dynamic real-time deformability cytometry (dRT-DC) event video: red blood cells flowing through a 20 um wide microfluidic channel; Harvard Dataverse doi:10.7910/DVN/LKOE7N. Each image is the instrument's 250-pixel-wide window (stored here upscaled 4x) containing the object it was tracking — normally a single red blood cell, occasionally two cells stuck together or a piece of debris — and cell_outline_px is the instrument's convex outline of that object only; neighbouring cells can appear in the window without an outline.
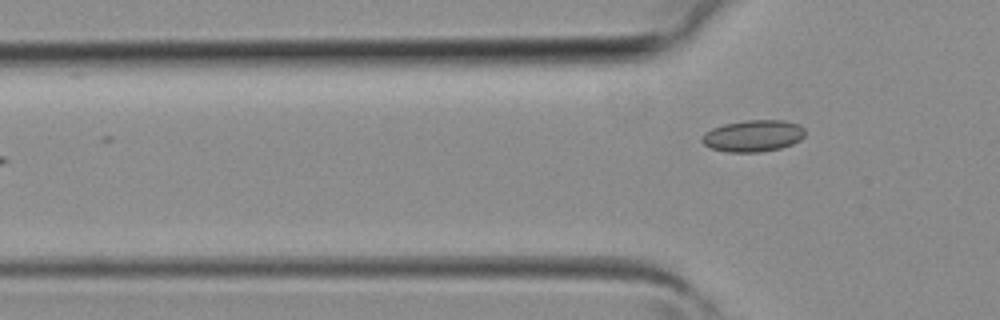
{"species": "common noctule bat (a hibernating species)", "species_latin": "Nyctalus noctula", "temperature_condition": "room temperature", "stored_images_in_passage": 3, "camera_frame_rate_fps": 3000, "um_per_image_px": 0.085, "animal": {"sex": "female", "body_mass_g": 19.3, "forearm_length_mm": 54.1}, "frame": {"image": 1, "passage_image": 3, "time_ms": 0.667, "image_size_px": [1000, 320], "cell_outline_px": [[804, 136], [800, 140], [792, 144], [780, 148], [760, 152], [728, 152], [712, 148], [704, 144], [700, 140], [700, 136], [704, 132], [712, 128], [724, 124], [748, 120], [784, 120], [800, 124], [804, 128]], "centroid_in_image_um": [64.01, 11.54], "position_along_channel_um": 61.8, "area_um2": 19.13}}